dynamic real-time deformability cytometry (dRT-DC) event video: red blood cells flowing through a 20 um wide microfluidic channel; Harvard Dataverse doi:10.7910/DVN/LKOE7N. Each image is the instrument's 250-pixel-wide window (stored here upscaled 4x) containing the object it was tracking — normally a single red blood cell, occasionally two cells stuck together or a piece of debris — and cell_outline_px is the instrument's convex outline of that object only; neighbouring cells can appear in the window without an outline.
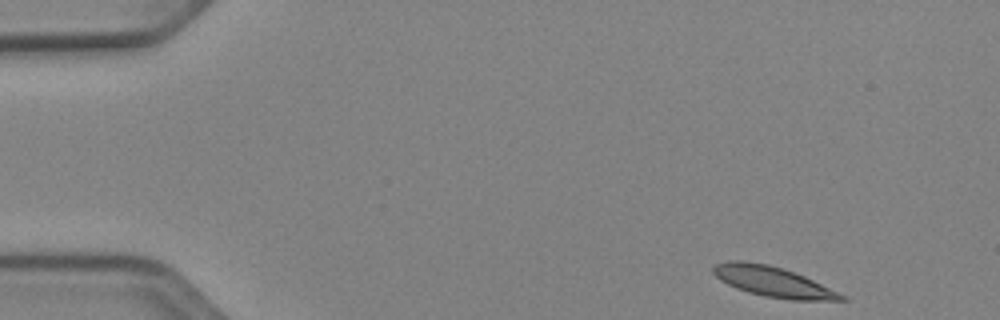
{"species": "Egyptian fruit bat (a non-hibernating species)", "species_latin": "Rousettus aegyptiacus", "temperature_condition": "cold", "stored_images_in_passage": 48, "camera_frame_rate_fps": 3000, "um_per_image_px": 0.085, "animal": {"sex": "female"}, "frame": {"image": 1, "passage_image": 1, "time_ms": 0.0, "image_size_px": [1000, 320], "cell_outline_px": [[848, 300], [792, 300], [764, 296], [748, 292], [736, 288], [720, 280], [712, 272], [712, 268], [716, 264], [728, 260], [744, 260], [768, 264], [784, 268], [804, 276], [848, 296]], "centroid_in_image_um": [65.71, 23.93], "position_along_channel_um": 19.3, "area_um2": 22.72}}
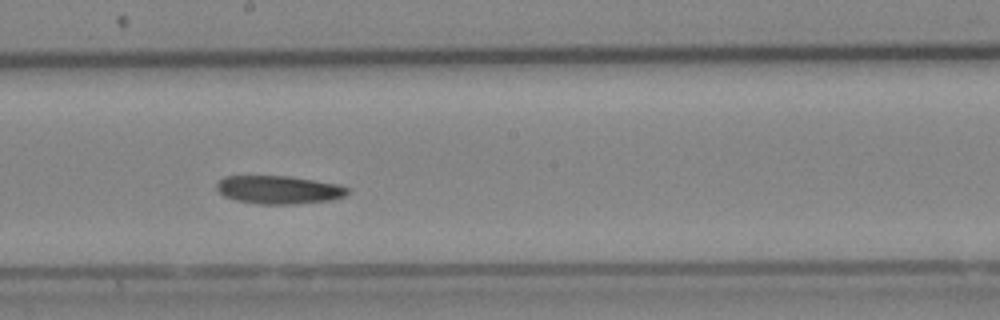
{"frame": {"image": 2, "passage_image": 25, "time_ms": 8.0, "image_size_px": [1000, 320], "cell_outline_px": [[348, 192], [344, 196], [332, 200], [296, 204], [260, 204], [236, 200], [224, 196], [216, 188], [216, 184], [224, 176], [284, 176], [340, 184], [348, 188]], "centroid_in_image_um": [23.7, 16.13], "position_along_channel_um": 224.5, "area_um2": 21.39}}
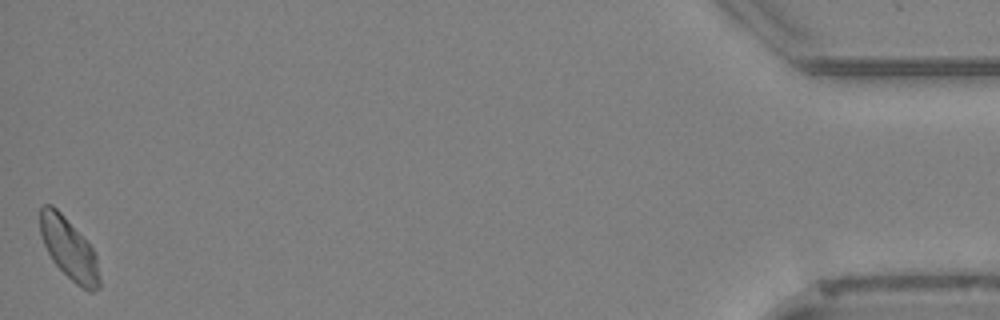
{"frame": {"image": 3, "passage_image": 48, "time_ms": 15.667, "image_size_px": [1000, 320], "cell_outline_px": [[100, 288], [92, 292], [88, 292], [76, 284], [52, 260], [44, 244], [40, 232], [40, 208], [44, 204], [52, 204], [64, 216], [92, 248], [96, 256], [100, 280]], "centroid_in_image_um": [5.86, 21.16], "position_along_channel_um": 429.3, "area_um2": 20.87}, "authors_computed_cell_mechanics": {"area_um2": 21.7328, "velocity_mm_per_s": 3.8569, "shape_relaxation_time_tau1_ms": null, "shape_relaxation_time_tau2_ms": 9.9317, "deformation_change_tau1": null, "deformation_change_tau2": 0.1459}}